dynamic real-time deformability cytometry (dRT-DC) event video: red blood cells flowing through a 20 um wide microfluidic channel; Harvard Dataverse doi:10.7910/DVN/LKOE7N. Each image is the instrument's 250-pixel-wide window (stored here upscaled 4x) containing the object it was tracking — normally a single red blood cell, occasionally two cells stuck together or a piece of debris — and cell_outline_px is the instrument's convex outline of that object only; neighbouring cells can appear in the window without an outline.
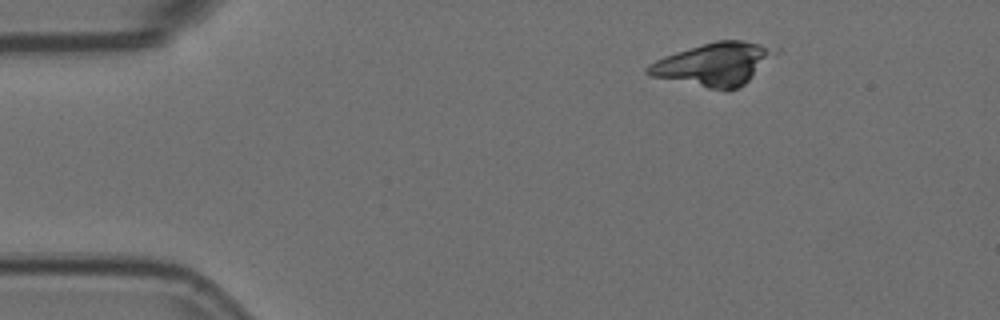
{"species": "Egyptian fruit bat (a non-hibernating species)", "species_latin": "Rousettus aegyptiacus", "temperature_condition": "room temperature", "stored_images_in_passage": 5, "camera_frame_rate_fps": 3000, "um_per_image_px": 0.085, "animal": {"sex": "female"}, "frame": {"image": 1, "passage_image": 1, "time_ms": 0.0, "image_size_px": [1000, 320], "cell_outline_px": [[780, 52], [744, 84], [736, 88], [708, 88], [652, 76], [644, 72], [644, 68], [648, 64], [664, 56], [676, 52], [716, 40], [740, 40], [780, 48]], "centroid_in_image_um": [60.71, 5.42], "position_along_channel_um": 24.3, "area_um2": 31.44}}